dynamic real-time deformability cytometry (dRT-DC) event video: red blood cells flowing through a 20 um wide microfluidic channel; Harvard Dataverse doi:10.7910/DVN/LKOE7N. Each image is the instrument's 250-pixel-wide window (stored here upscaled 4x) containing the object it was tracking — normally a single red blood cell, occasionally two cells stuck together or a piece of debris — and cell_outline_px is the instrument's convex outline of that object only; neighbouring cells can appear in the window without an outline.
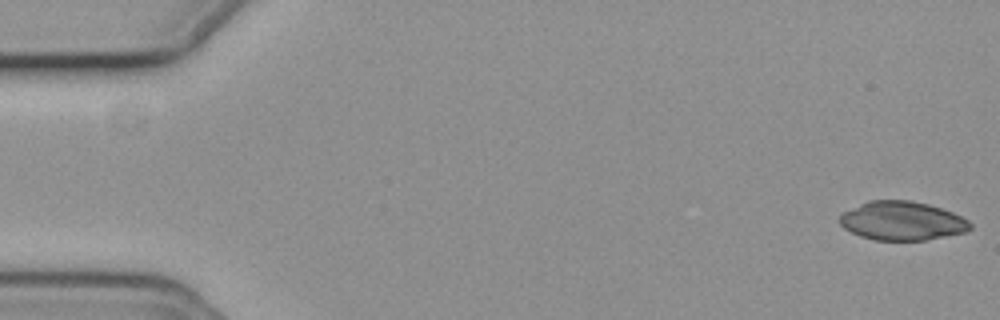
{"species": "common noctule bat (a hibernating species)", "species_latin": "Nyctalus noctula", "temperature_condition": "cold", "stored_images_in_passage": 55, "camera_frame_rate_fps": 3000, "um_per_image_px": 0.085, "animal": {"sex": "female", "body_mass_g": 19.3, "forearm_length_mm": 54.1}, "frame": {"image": 1, "passage_image": 1, "time_ms": 0.0, "image_size_px": [1000, 320], "cell_outline_px": [[972, 228], [968, 232], [924, 240], [876, 240], [860, 236], [844, 228], [840, 224], [840, 216], [844, 212], [868, 200], [912, 200], [928, 204], [952, 212], [968, 220], [972, 224]], "centroid_in_image_um": [76.71, 18.77], "position_along_channel_um": 8.3, "area_um2": 29.48}}